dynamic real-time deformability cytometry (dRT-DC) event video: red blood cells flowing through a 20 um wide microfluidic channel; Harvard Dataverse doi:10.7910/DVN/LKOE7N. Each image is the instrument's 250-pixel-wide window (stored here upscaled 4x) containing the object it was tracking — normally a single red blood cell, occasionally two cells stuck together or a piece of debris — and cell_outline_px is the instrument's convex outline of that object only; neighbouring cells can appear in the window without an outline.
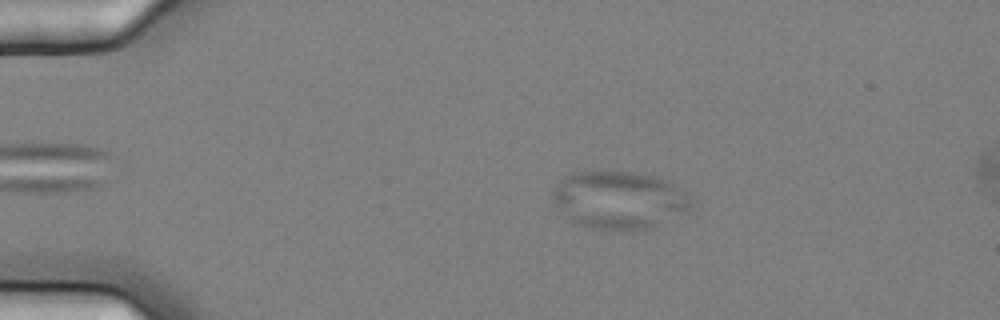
{"species": "common noctule bat (a hibernating species)", "species_latin": "Nyctalus noctula", "temperature_condition": "cold", "stored_images_in_passage": 3, "camera_frame_rate_fps": 3000, "um_per_image_px": 0.085, "animal": {"sex": "female", "body_mass_g": 25.1}, "frame": {"image": 1, "passage_image": 3, "time_ms": 0.667, "image_size_px": [1000, 320], "cell_outline_px": [[692, 204], [688, 208], [652, 228], [644, 232], [632, 232], [592, 228], [580, 224], [572, 220], [552, 200], [552, 192], [556, 184], [560, 180], [576, 172], [632, 172], [656, 176], [668, 180], [688, 196], [692, 200]], "centroid_in_image_um": [52.63, 17.02], "position_along_channel_um": 32.4, "area_um2": 46.18}}